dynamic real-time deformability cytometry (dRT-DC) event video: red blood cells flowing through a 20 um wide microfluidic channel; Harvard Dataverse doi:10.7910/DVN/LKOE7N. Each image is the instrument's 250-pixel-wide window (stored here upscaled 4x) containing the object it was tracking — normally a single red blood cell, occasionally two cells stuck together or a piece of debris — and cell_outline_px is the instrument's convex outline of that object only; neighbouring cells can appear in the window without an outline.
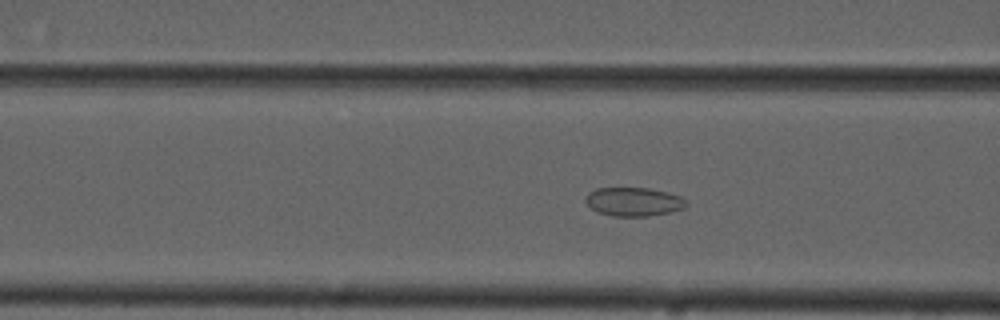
{"species": "common noctule bat (a hibernating species)", "species_latin": "Nyctalus noctula", "temperature_condition": "cold", "stored_images_in_passage": 32, "camera_frame_rate_fps": 3000, "um_per_image_px": 0.085, "animal": {"sex": "male", "forearm_length_mm": 52.5}, "frame": {"image": 1, "passage_image": 6, "time_ms": 1.667, "image_size_px": [1000, 320], "cell_outline_px": [[688, 204], [684, 208], [672, 212], [648, 216], [612, 216], [596, 212], [584, 200], [588, 192], [596, 188], [648, 188], [668, 192], [680, 196], [688, 200]], "centroid_in_image_um": [53.88, 17.15], "position_along_channel_um": 112.7, "area_um2": 17.05}}
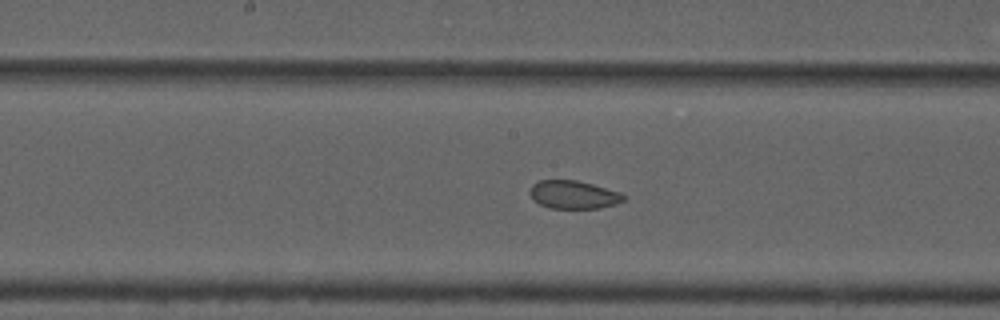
{"frame": {"image": 2, "passage_image": 13, "time_ms": 4.0, "image_size_px": [1000, 320], "cell_outline_px": [[628, 196], [624, 200], [616, 204], [600, 208], [548, 208], [532, 200], [528, 192], [532, 184], [540, 180], [576, 180], [592, 184], [620, 192]], "centroid_in_image_um": [48.73, 16.55], "position_along_channel_um": 199.5, "area_um2": 15.55}}
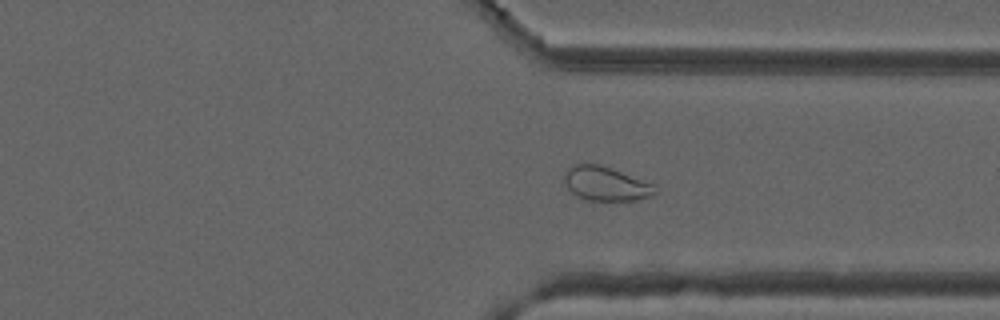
{"frame": {"image": 3, "passage_image": 26, "time_ms": 8.333, "image_size_px": [1000, 320], "cell_outline_px": [[660, 188], [652, 196], [636, 200], [588, 200], [576, 196], [564, 184], [564, 172], [568, 168], [576, 164], [600, 164], [652, 184]], "centroid_in_image_um": [51.48, 15.62], "position_along_channel_um": 359.9, "area_um2": 17.92}}